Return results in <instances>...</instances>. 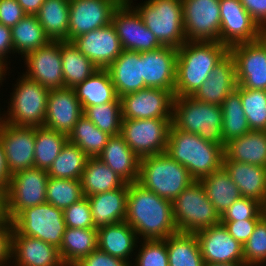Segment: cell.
<instances>
[{"mask_svg":"<svg viewBox=\"0 0 266 266\" xmlns=\"http://www.w3.org/2000/svg\"><path fill=\"white\" fill-rule=\"evenodd\" d=\"M11 33L14 51L23 56L50 41L36 15L26 14L11 28Z\"/></svg>","mask_w":266,"mask_h":266,"instance_id":"40","label":"cell"},{"mask_svg":"<svg viewBox=\"0 0 266 266\" xmlns=\"http://www.w3.org/2000/svg\"><path fill=\"white\" fill-rule=\"evenodd\" d=\"M87 159L88 156L77 145L68 141L48 169V176L80 180Z\"/></svg>","mask_w":266,"mask_h":266,"instance_id":"43","label":"cell"},{"mask_svg":"<svg viewBox=\"0 0 266 266\" xmlns=\"http://www.w3.org/2000/svg\"><path fill=\"white\" fill-rule=\"evenodd\" d=\"M204 263L244 262L243 246L235 240L223 224L195 233Z\"/></svg>","mask_w":266,"mask_h":266,"instance_id":"22","label":"cell"},{"mask_svg":"<svg viewBox=\"0 0 266 266\" xmlns=\"http://www.w3.org/2000/svg\"><path fill=\"white\" fill-rule=\"evenodd\" d=\"M172 208L178 232L196 233L220 224V215L199 181H194L184 189L172 201Z\"/></svg>","mask_w":266,"mask_h":266,"instance_id":"7","label":"cell"},{"mask_svg":"<svg viewBox=\"0 0 266 266\" xmlns=\"http://www.w3.org/2000/svg\"><path fill=\"white\" fill-rule=\"evenodd\" d=\"M72 43L98 69H107L123 51L112 23L76 37Z\"/></svg>","mask_w":266,"mask_h":266,"instance_id":"20","label":"cell"},{"mask_svg":"<svg viewBox=\"0 0 266 266\" xmlns=\"http://www.w3.org/2000/svg\"><path fill=\"white\" fill-rule=\"evenodd\" d=\"M262 211L264 213V216H266V199H265L264 203L262 204Z\"/></svg>","mask_w":266,"mask_h":266,"instance_id":"63","label":"cell"},{"mask_svg":"<svg viewBox=\"0 0 266 266\" xmlns=\"http://www.w3.org/2000/svg\"><path fill=\"white\" fill-rule=\"evenodd\" d=\"M224 155L233 161L266 168V131L250 130L225 145Z\"/></svg>","mask_w":266,"mask_h":266,"instance_id":"31","label":"cell"},{"mask_svg":"<svg viewBox=\"0 0 266 266\" xmlns=\"http://www.w3.org/2000/svg\"><path fill=\"white\" fill-rule=\"evenodd\" d=\"M204 266H248L245 262L204 263Z\"/></svg>","mask_w":266,"mask_h":266,"instance_id":"60","label":"cell"},{"mask_svg":"<svg viewBox=\"0 0 266 266\" xmlns=\"http://www.w3.org/2000/svg\"><path fill=\"white\" fill-rule=\"evenodd\" d=\"M222 167L237 185L242 197L264 203L266 199V168L236 162L223 155Z\"/></svg>","mask_w":266,"mask_h":266,"instance_id":"26","label":"cell"},{"mask_svg":"<svg viewBox=\"0 0 266 266\" xmlns=\"http://www.w3.org/2000/svg\"><path fill=\"white\" fill-rule=\"evenodd\" d=\"M194 181L187 168L165 152L140 159L137 183L160 197L173 201Z\"/></svg>","mask_w":266,"mask_h":266,"instance_id":"5","label":"cell"},{"mask_svg":"<svg viewBox=\"0 0 266 266\" xmlns=\"http://www.w3.org/2000/svg\"><path fill=\"white\" fill-rule=\"evenodd\" d=\"M187 41L220 42V0H182Z\"/></svg>","mask_w":266,"mask_h":266,"instance_id":"12","label":"cell"},{"mask_svg":"<svg viewBox=\"0 0 266 266\" xmlns=\"http://www.w3.org/2000/svg\"><path fill=\"white\" fill-rule=\"evenodd\" d=\"M0 143L10 174L34 167L35 127H18L1 121Z\"/></svg>","mask_w":266,"mask_h":266,"instance_id":"19","label":"cell"},{"mask_svg":"<svg viewBox=\"0 0 266 266\" xmlns=\"http://www.w3.org/2000/svg\"><path fill=\"white\" fill-rule=\"evenodd\" d=\"M74 90L83 111L89 106L106 104L118 98L107 69H98Z\"/></svg>","mask_w":266,"mask_h":266,"instance_id":"32","label":"cell"},{"mask_svg":"<svg viewBox=\"0 0 266 266\" xmlns=\"http://www.w3.org/2000/svg\"><path fill=\"white\" fill-rule=\"evenodd\" d=\"M177 49L162 46L142 52V78L148 88H160L174 94Z\"/></svg>","mask_w":266,"mask_h":266,"instance_id":"23","label":"cell"},{"mask_svg":"<svg viewBox=\"0 0 266 266\" xmlns=\"http://www.w3.org/2000/svg\"><path fill=\"white\" fill-rule=\"evenodd\" d=\"M6 220L4 193L0 191V224Z\"/></svg>","mask_w":266,"mask_h":266,"instance_id":"59","label":"cell"},{"mask_svg":"<svg viewBox=\"0 0 266 266\" xmlns=\"http://www.w3.org/2000/svg\"><path fill=\"white\" fill-rule=\"evenodd\" d=\"M259 27L266 31V0H240Z\"/></svg>","mask_w":266,"mask_h":266,"instance_id":"54","label":"cell"},{"mask_svg":"<svg viewBox=\"0 0 266 266\" xmlns=\"http://www.w3.org/2000/svg\"><path fill=\"white\" fill-rule=\"evenodd\" d=\"M240 97L250 130L266 131V90L240 87Z\"/></svg>","mask_w":266,"mask_h":266,"instance_id":"46","label":"cell"},{"mask_svg":"<svg viewBox=\"0 0 266 266\" xmlns=\"http://www.w3.org/2000/svg\"><path fill=\"white\" fill-rule=\"evenodd\" d=\"M259 40L266 46V31L260 35Z\"/></svg>","mask_w":266,"mask_h":266,"instance_id":"62","label":"cell"},{"mask_svg":"<svg viewBox=\"0 0 266 266\" xmlns=\"http://www.w3.org/2000/svg\"><path fill=\"white\" fill-rule=\"evenodd\" d=\"M260 219H246L239 221H220L228 233L242 246L247 242Z\"/></svg>","mask_w":266,"mask_h":266,"instance_id":"51","label":"cell"},{"mask_svg":"<svg viewBox=\"0 0 266 266\" xmlns=\"http://www.w3.org/2000/svg\"><path fill=\"white\" fill-rule=\"evenodd\" d=\"M223 122L222 136L224 146L250 131L240 97V86L231 92L221 104Z\"/></svg>","mask_w":266,"mask_h":266,"instance_id":"39","label":"cell"},{"mask_svg":"<svg viewBox=\"0 0 266 266\" xmlns=\"http://www.w3.org/2000/svg\"><path fill=\"white\" fill-rule=\"evenodd\" d=\"M24 12L28 15H36L45 0H17Z\"/></svg>","mask_w":266,"mask_h":266,"instance_id":"58","label":"cell"},{"mask_svg":"<svg viewBox=\"0 0 266 266\" xmlns=\"http://www.w3.org/2000/svg\"><path fill=\"white\" fill-rule=\"evenodd\" d=\"M220 43L228 48L257 41L264 32L245 10L240 0H220Z\"/></svg>","mask_w":266,"mask_h":266,"instance_id":"17","label":"cell"},{"mask_svg":"<svg viewBox=\"0 0 266 266\" xmlns=\"http://www.w3.org/2000/svg\"><path fill=\"white\" fill-rule=\"evenodd\" d=\"M237 76L233 57L228 53L210 72L193 98L221 106L227 96L237 89Z\"/></svg>","mask_w":266,"mask_h":266,"instance_id":"24","label":"cell"},{"mask_svg":"<svg viewBox=\"0 0 266 266\" xmlns=\"http://www.w3.org/2000/svg\"><path fill=\"white\" fill-rule=\"evenodd\" d=\"M164 240L169 266H204L195 233L176 232Z\"/></svg>","mask_w":266,"mask_h":266,"instance_id":"37","label":"cell"},{"mask_svg":"<svg viewBox=\"0 0 266 266\" xmlns=\"http://www.w3.org/2000/svg\"><path fill=\"white\" fill-rule=\"evenodd\" d=\"M84 114L74 88L62 87L49 91L45 127L69 135Z\"/></svg>","mask_w":266,"mask_h":266,"instance_id":"21","label":"cell"},{"mask_svg":"<svg viewBox=\"0 0 266 266\" xmlns=\"http://www.w3.org/2000/svg\"><path fill=\"white\" fill-rule=\"evenodd\" d=\"M46 170L31 167L11 175L4 194L5 217L11 222L24 210L46 201Z\"/></svg>","mask_w":266,"mask_h":266,"instance_id":"8","label":"cell"},{"mask_svg":"<svg viewBox=\"0 0 266 266\" xmlns=\"http://www.w3.org/2000/svg\"><path fill=\"white\" fill-rule=\"evenodd\" d=\"M83 197L80 180L48 177L46 201L56 208L64 210Z\"/></svg>","mask_w":266,"mask_h":266,"instance_id":"45","label":"cell"},{"mask_svg":"<svg viewBox=\"0 0 266 266\" xmlns=\"http://www.w3.org/2000/svg\"><path fill=\"white\" fill-rule=\"evenodd\" d=\"M25 60L28 68L25 77L49 90L64 87L61 41L50 40L46 45L26 54Z\"/></svg>","mask_w":266,"mask_h":266,"instance_id":"18","label":"cell"},{"mask_svg":"<svg viewBox=\"0 0 266 266\" xmlns=\"http://www.w3.org/2000/svg\"><path fill=\"white\" fill-rule=\"evenodd\" d=\"M68 142V136L45 126L35 128L34 167L48 171Z\"/></svg>","mask_w":266,"mask_h":266,"instance_id":"41","label":"cell"},{"mask_svg":"<svg viewBox=\"0 0 266 266\" xmlns=\"http://www.w3.org/2000/svg\"><path fill=\"white\" fill-rule=\"evenodd\" d=\"M109 137V134L101 131L86 116L82 115L68 135V141L77 145L88 157H98Z\"/></svg>","mask_w":266,"mask_h":266,"instance_id":"42","label":"cell"},{"mask_svg":"<svg viewBox=\"0 0 266 266\" xmlns=\"http://www.w3.org/2000/svg\"><path fill=\"white\" fill-rule=\"evenodd\" d=\"M86 116L101 131L110 136L121 133L122 110L121 100L118 97L115 101L102 105L89 106L84 110Z\"/></svg>","mask_w":266,"mask_h":266,"instance_id":"44","label":"cell"},{"mask_svg":"<svg viewBox=\"0 0 266 266\" xmlns=\"http://www.w3.org/2000/svg\"><path fill=\"white\" fill-rule=\"evenodd\" d=\"M107 70L119 98L147 88L142 78V52L123 50Z\"/></svg>","mask_w":266,"mask_h":266,"instance_id":"27","label":"cell"},{"mask_svg":"<svg viewBox=\"0 0 266 266\" xmlns=\"http://www.w3.org/2000/svg\"><path fill=\"white\" fill-rule=\"evenodd\" d=\"M198 181L220 217L237 199L242 197L237 185L223 167Z\"/></svg>","mask_w":266,"mask_h":266,"instance_id":"34","label":"cell"},{"mask_svg":"<svg viewBox=\"0 0 266 266\" xmlns=\"http://www.w3.org/2000/svg\"><path fill=\"white\" fill-rule=\"evenodd\" d=\"M126 0H70L69 41L107 26L114 11Z\"/></svg>","mask_w":266,"mask_h":266,"instance_id":"16","label":"cell"},{"mask_svg":"<svg viewBox=\"0 0 266 266\" xmlns=\"http://www.w3.org/2000/svg\"><path fill=\"white\" fill-rule=\"evenodd\" d=\"M11 257L16 266H65L56 246L25 235L11 236Z\"/></svg>","mask_w":266,"mask_h":266,"instance_id":"25","label":"cell"},{"mask_svg":"<svg viewBox=\"0 0 266 266\" xmlns=\"http://www.w3.org/2000/svg\"><path fill=\"white\" fill-rule=\"evenodd\" d=\"M25 15L17 0H0V24L12 28Z\"/></svg>","mask_w":266,"mask_h":266,"instance_id":"52","label":"cell"},{"mask_svg":"<svg viewBox=\"0 0 266 266\" xmlns=\"http://www.w3.org/2000/svg\"><path fill=\"white\" fill-rule=\"evenodd\" d=\"M228 53L220 42L186 41L177 49L174 96H192Z\"/></svg>","mask_w":266,"mask_h":266,"instance_id":"2","label":"cell"},{"mask_svg":"<svg viewBox=\"0 0 266 266\" xmlns=\"http://www.w3.org/2000/svg\"><path fill=\"white\" fill-rule=\"evenodd\" d=\"M243 256L248 266H260L266 262V216L257 222L252 235L243 245Z\"/></svg>","mask_w":266,"mask_h":266,"instance_id":"47","label":"cell"},{"mask_svg":"<svg viewBox=\"0 0 266 266\" xmlns=\"http://www.w3.org/2000/svg\"><path fill=\"white\" fill-rule=\"evenodd\" d=\"M70 0H45L36 14L51 41H69Z\"/></svg>","mask_w":266,"mask_h":266,"instance_id":"36","label":"cell"},{"mask_svg":"<svg viewBox=\"0 0 266 266\" xmlns=\"http://www.w3.org/2000/svg\"><path fill=\"white\" fill-rule=\"evenodd\" d=\"M135 230L126 222L97 228V248L113 257L128 261L138 239ZM128 257V258H127Z\"/></svg>","mask_w":266,"mask_h":266,"instance_id":"30","label":"cell"},{"mask_svg":"<svg viewBox=\"0 0 266 266\" xmlns=\"http://www.w3.org/2000/svg\"><path fill=\"white\" fill-rule=\"evenodd\" d=\"M74 266H131L127 261L113 257L98 248Z\"/></svg>","mask_w":266,"mask_h":266,"instance_id":"53","label":"cell"},{"mask_svg":"<svg viewBox=\"0 0 266 266\" xmlns=\"http://www.w3.org/2000/svg\"><path fill=\"white\" fill-rule=\"evenodd\" d=\"M165 153L186 167L198 181L222 167L224 149L198 134L178 130L171 124Z\"/></svg>","mask_w":266,"mask_h":266,"instance_id":"3","label":"cell"},{"mask_svg":"<svg viewBox=\"0 0 266 266\" xmlns=\"http://www.w3.org/2000/svg\"><path fill=\"white\" fill-rule=\"evenodd\" d=\"M80 181L86 197L122 188L126 184L98 157H88Z\"/></svg>","mask_w":266,"mask_h":266,"instance_id":"33","label":"cell"},{"mask_svg":"<svg viewBox=\"0 0 266 266\" xmlns=\"http://www.w3.org/2000/svg\"><path fill=\"white\" fill-rule=\"evenodd\" d=\"M98 158L126 183L137 182L140 158L131 150L121 134L109 137Z\"/></svg>","mask_w":266,"mask_h":266,"instance_id":"28","label":"cell"},{"mask_svg":"<svg viewBox=\"0 0 266 266\" xmlns=\"http://www.w3.org/2000/svg\"><path fill=\"white\" fill-rule=\"evenodd\" d=\"M13 231L12 222L6 219L0 224V266L7 264L11 259V236Z\"/></svg>","mask_w":266,"mask_h":266,"instance_id":"55","label":"cell"},{"mask_svg":"<svg viewBox=\"0 0 266 266\" xmlns=\"http://www.w3.org/2000/svg\"><path fill=\"white\" fill-rule=\"evenodd\" d=\"M9 50L14 51L11 28L0 24V58L5 60L4 56L10 52Z\"/></svg>","mask_w":266,"mask_h":266,"instance_id":"56","label":"cell"},{"mask_svg":"<svg viewBox=\"0 0 266 266\" xmlns=\"http://www.w3.org/2000/svg\"><path fill=\"white\" fill-rule=\"evenodd\" d=\"M129 184L87 196L95 228L125 221Z\"/></svg>","mask_w":266,"mask_h":266,"instance_id":"29","label":"cell"},{"mask_svg":"<svg viewBox=\"0 0 266 266\" xmlns=\"http://www.w3.org/2000/svg\"><path fill=\"white\" fill-rule=\"evenodd\" d=\"M97 249V228L66 227L62 243L58 248L65 266H74L82 258Z\"/></svg>","mask_w":266,"mask_h":266,"instance_id":"35","label":"cell"},{"mask_svg":"<svg viewBox=\"0 0 266 266\" xmlns=\"http://www.w3.org/2000/svg\"><path fill=\"white\" fill-rule=\"evenodd\" d=\"M264 216L262 204L255 199L240 197L220 217V221L261 219Z\"/></svg>","mask_w":266,"mask_h":266,"instance_id":"48","label":"cell"},{"mask_svg":"<svg viewBox=\"0 0 266 266\" xmlns=\"http://www.w3.org/2000/svg\"><path fill=\"white\" fill-rule=\"evenodd\" d=\"M130 3V0L122 2L114 11L111 21L123 50L144 52L161 48L156 36L144 25L141 16L135 8L130 7Z\"/></svg>","mask_w":266,"mask_h":266,"instance_id":"13","label":"cell"},{"mask_svg":"<svg viewBox=\"0 0 266 266\" xmlns=\"http://www.w3.org/2000/svg\"><path fill=\"white\" fill-rule=\"evenodd\" d=\"M237 83L242 88L266 90V46L258 39L229 47Z\"/></svg>","mask_w":266,"mask_h":266,"instance_id":"14","label":"cell"},{"mask_svg":"<svg viewBox=\"0 0 266 266\" xmlns=\"http://www.w3.org/2000/svg\"><path fill=\"white\" fill-rule=\"evenodd\" d=\"M172 118L123 119L121 135L140 158L164 153Z\"/></svg>","mask_w":266,"mask_h":266,"instance_id":"11","label":"cell"},{"mask_svg":"<svg viewBox=\"0 0 266 266\" xmlns=\"http://www.w3.org/2000/svg\"><path fill=\"white\" fill-rule=\"evenodd\" d=\"M66 227L95 228L88 198L84 196L76 203L63 210Z\"/></svg>","mask_w":266,"mask_h":266,"instance_id":"50","label":"cell"},{"mask_svg":"<svg viewBox=\"0 0 266 266\" xmlns=\"http://www.w3.org/2000/svg\"><path fill=\"white\" fill-rule=\"evenodd\" d=\"M135 10L162 46L178 49L187 41L182 0H148Z\"/></svg>","mask_w":266,"mask_h":266,"instance_id":"6","label":"cell"},{"mask_svg":"<svg viewBox=\"0 0 266 266\" xmlns=\"http://www.w3.org/2000/svg\"><path fill=\"white\" fill-rule=\"evenodd\" d=\"M11 174L6 163L5 152L0 143V191L5 194L10 182Z\"/></svg>","mask_w":266,"mask_h":266,"instance_id":"57","label":"cell"},{"mask_svg":"<svg viewBox=\"0 0 266 266\" xmlns=\"http://www.w3.org/2000/svg\"><path fill=\"white\" fill-rule=\"evenodd\" d=\"M64 87L75 88L98 70L70 41H61Z\"/></svg>","mask_w":266,"mask_h":266,"instance_id":"38","label":"cell"},{"mask_svg":"<svg viewBox=\"0 0 266 266\" xmlns=\"http://www.w3.org/2000/svg\"><path fill=\"white\" fill-rule=\"evenodd\" d=\"M125 221L144 240H164L178 232L172 201L143 188L129 184Z\"/></svg>","mask_w":266,"mask_h":266,"instance_id":"1","label":"cell"},{"mask_svg":"<svg viewBox=\"0 0 266 266\" xmlns=\"http://www.w3.org/2000/svg\"><path fill=\"white\" fill-rule=\"evenodd\" d=\"M174 94L160 88H144L120 97L123 119L172 118Z\"/></svg>","mask_w":266,"mask_h":266,"instance_id":"15","label":"cell"},{"mask_svg":"<svg viewBox=\"0 0 266 266\" xmlns=\"http://www.w3.org/2000/svg\"><path fill=\"white\" fill-rule=\"evenodd\" d=\"M12 225V235L35 237L57 248L66 230L63 210L48 202L24 209Z\"/></svg>","mask_w":266,"mask_h":266,"instance_id":"9","label":"cell"},{"mask_svg":"<svg viewBox=\"0 0 266 266\" xmlns=\"http://www.w3.org/2000/svg\"><path fill=\"white\" fill-rule=\"evenodd\" d=\"M4 62H5V60L0 58V83L3 80L1 78L5 75V74H3L6 71L5 69L8 68V67L5 68L6 64Z\"/></svg>","mask_w":266,"mask_h":266,"instance_id":"61","label":"cell"},{"mask_svg":"<svg viewBox=\"0 0 266 266\" xmlns=\"http://www.w3.org/2000/svg\"><path fill=\"white\" fill-rule=\"evenodd\" d=\"M222 122L221 106L199 101L192 96L174 98L171 124L178 130L198 134L224 149Z\"/></svg>","mask_w":266,"mask_h":266,"instance_id":"4","label":"cell"},{"mask_svg":"<svg viewBox=\"0 0 266 266\" xmlns=\"http://www.w3.org/2000/svg\"><path fill=\"white\" fill-rule=\"evenodd\" d=\"M18 83L7 111L9 117L1 121L18 127L43 126L50 90L24 75Z\"/></svg>","mask_w":266,"mask_h":266,"instance_id":"10","label":"cell"},{"mask_svg":"<svg viewBox=\"0 0 266 266\" xmlns=\"http://www.w3.org/2000/svg\"><path fill=\"white\" fill-rule=\"evenodd\" d=\"M136 266H169L165 240H144Z\"/></svg>","mask_w":266,"mask_h":266,"instance_id":"49","label":"cell"}]
</instances>
